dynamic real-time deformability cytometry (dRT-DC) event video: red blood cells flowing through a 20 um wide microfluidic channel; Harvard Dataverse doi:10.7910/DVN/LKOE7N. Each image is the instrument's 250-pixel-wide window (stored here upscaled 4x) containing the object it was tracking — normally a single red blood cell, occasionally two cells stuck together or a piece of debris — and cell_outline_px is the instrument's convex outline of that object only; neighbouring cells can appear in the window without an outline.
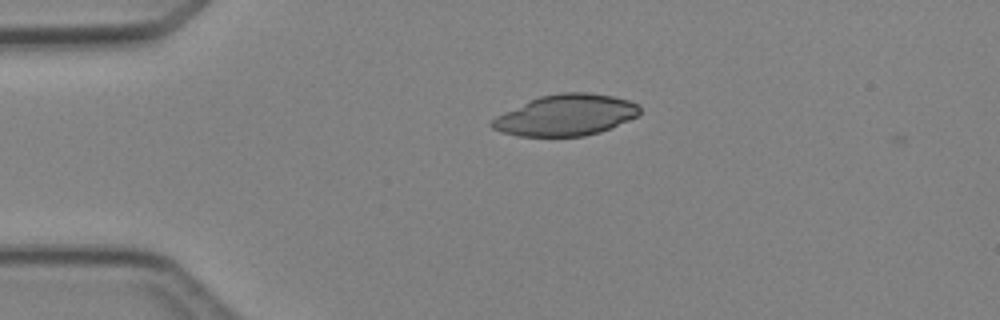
{"species": "Egyptian fruit bat (a non-hibernating species)", "species_latin": "Rousettus aegyptiacus", "temperature_condition": "cold", "stored_images_in_passage": 2, "camera_frame_rate_fps": 3000, "um_per_image_px": 0.085, "animal": {"sex": "female"}, "frame": {"image": 1, "passage_image": 1, "time_ms": 0.0, "image_size_px": [1000, 320], "cell_outline_px": [[640, 112], [636, 116], [612, 128], [600, 132], [584, 136], [516, 136], [500, 132], [492, 128], [488, 124], [496, 116], [504, 112], [540, 96], [560, 92], [588, 92], [612, 96], [628, 100], [636, 104], [640, 108]], "centroid_in_image_um": [48.08, 9.79], "position_along_channel_um": 36.9, "area_um2": 35.32}}